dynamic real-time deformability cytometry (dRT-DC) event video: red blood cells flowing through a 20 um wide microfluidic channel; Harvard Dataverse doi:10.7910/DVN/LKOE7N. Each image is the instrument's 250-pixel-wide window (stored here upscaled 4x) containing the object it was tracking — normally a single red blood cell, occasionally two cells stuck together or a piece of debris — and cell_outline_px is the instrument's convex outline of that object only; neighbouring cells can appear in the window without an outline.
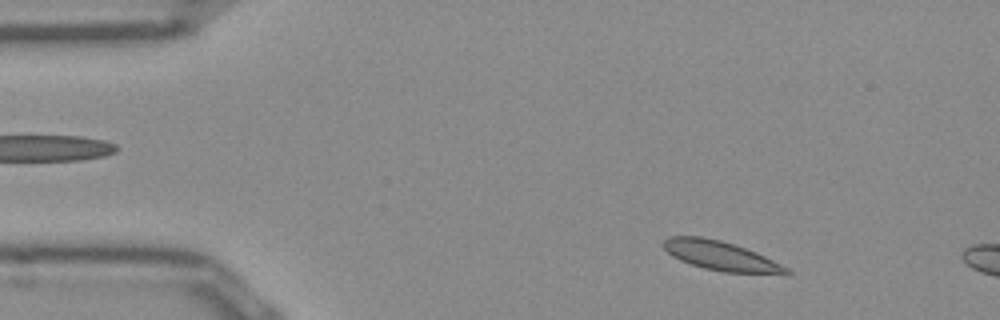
{"species": "Egyptian fruit bat (a non-hibernating species)", "species_latin": "Rousettus aegyptiacus", "temperature_condition": "room temperature", "stored_images_in_passage": 8, "camera_frame_rate_fps": 3000, "um_per_image_px": 0.085, "frame": {"image": 1, "passage_image": 4, "time_ms": 1.0, "image_size_px": [1000, 320], "cell_outline_px": [[792, 272], [788, 276], [784, 276], [724, 272], [704, 268], [680, 260], [672, 256], [664, 248], [664, 240], [672, 236], [700, 236], [720, 240], [756, 252], [788, 268]], "centroid_in_image_um": [61.37, 21.79], "position_along_channel_um": 23.6, "area_um2": 21.15}}